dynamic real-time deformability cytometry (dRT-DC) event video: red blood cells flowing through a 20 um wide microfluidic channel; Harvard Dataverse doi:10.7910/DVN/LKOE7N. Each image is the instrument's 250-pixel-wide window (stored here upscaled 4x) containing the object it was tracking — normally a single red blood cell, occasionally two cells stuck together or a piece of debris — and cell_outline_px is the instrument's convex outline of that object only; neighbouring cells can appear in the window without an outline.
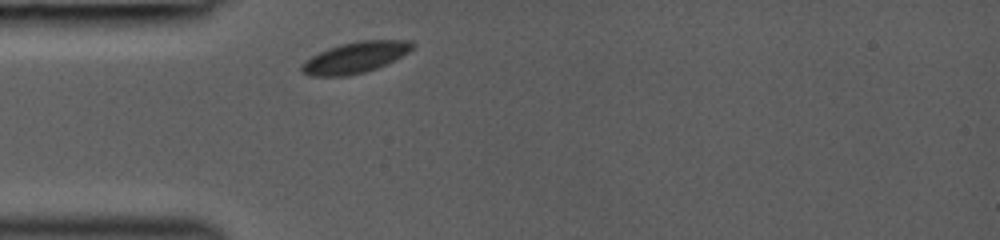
{"species": "common noctule bat (a hibernating species)", "species_latin": "Nyctalus noctula", "temperature_condition": "room temperature", "stored_images_in_passage": 3, "camera_frame_rate_fps": 3000, "um_per_image_px": 0.085, "animal": {"sex": "female", "body_mass_g": 19.0, "forearm_length_mm": 53.3}, "frame": {"image": 1, "passage_image": 1, "time_ms": 0.0, "image_size_px": [1000, 240], "cell_outline_px": [[412, 48], [408, 52], [376, 68], [364, 72], [348, 76], [308, 76], [300, 72], [300, 64], [304, 60], [328, 48], [340, 44], [360, 40], [412, 40]], "centroid_in_image_um": [30.11, 4.89], "position_along_channel_um": 54.9, "area_um2": 19.94}}
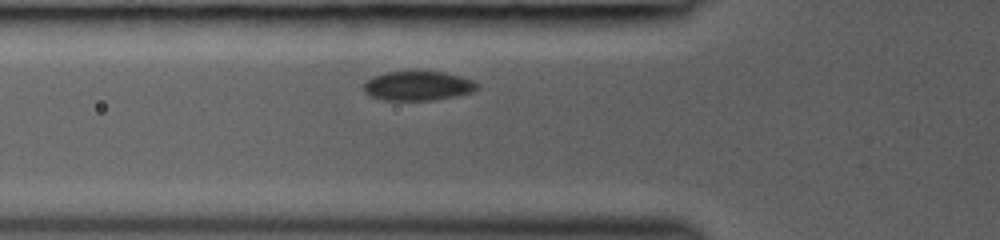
{"frame": {"image": 2, "passage_image": 3, "time_ms": 1.0, "image_size_px": [1000, 240], "cell_outline_px": [[480, 88], [472, 92], [456, 96], [432, 100], [384, 100], [372, 96], [364, 92], [364, 84], [372, 76], [384, 72], [444, 72], [460, 76], [472, 80], [480, 84]], "centroid_in_image_um": [35.55, 7.3], "position_along_channel_um": 90.2, "area_um2": 19.36}}